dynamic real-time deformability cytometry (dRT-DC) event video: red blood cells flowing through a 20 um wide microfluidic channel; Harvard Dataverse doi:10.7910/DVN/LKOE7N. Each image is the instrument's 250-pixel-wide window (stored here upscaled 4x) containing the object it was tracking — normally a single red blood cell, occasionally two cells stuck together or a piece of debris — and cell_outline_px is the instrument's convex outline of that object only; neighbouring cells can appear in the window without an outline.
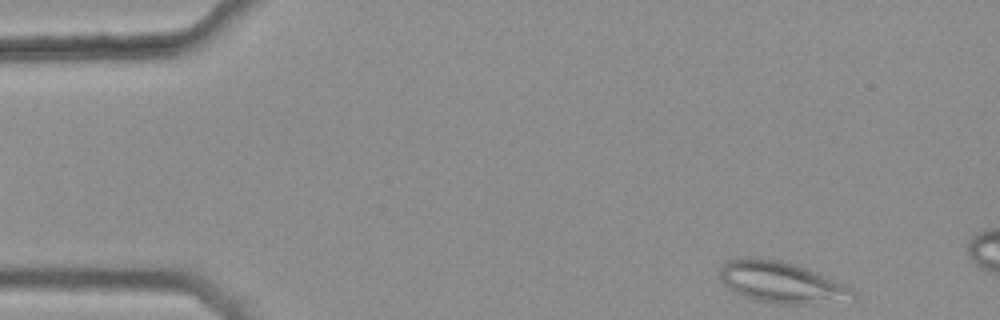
{"species": "common noctule bat (a hibernating species)", "species_latin": "Nyctalus noctula", "temperature_condition": "warm", "stored_images_in_passage": 3, "camera_frame_rate_fps": 3000, "um_per_image_px": 0.085, "animal": {"sex": "female", "body_mass_g": 25.1}, "frame": {"image": 1, "passage_image": 1, "time_ms": 0.0, "image_size_px": [1000, 320], "cell_outline_px": [[856, 296], [812, 304], [776, 304], [756, 300], [744, 296], [728, 288], [720, 280], [720, 268], [728, 260], [744, 256], [756, 256], [780, 260], [796, 264], [808, 268], [844, 284], [852, 288], [856, 292]], "centroid_in_image_um": [66.35, 23.96], "position_along_channel_um": 18.6, "area_um2": 32.02}}